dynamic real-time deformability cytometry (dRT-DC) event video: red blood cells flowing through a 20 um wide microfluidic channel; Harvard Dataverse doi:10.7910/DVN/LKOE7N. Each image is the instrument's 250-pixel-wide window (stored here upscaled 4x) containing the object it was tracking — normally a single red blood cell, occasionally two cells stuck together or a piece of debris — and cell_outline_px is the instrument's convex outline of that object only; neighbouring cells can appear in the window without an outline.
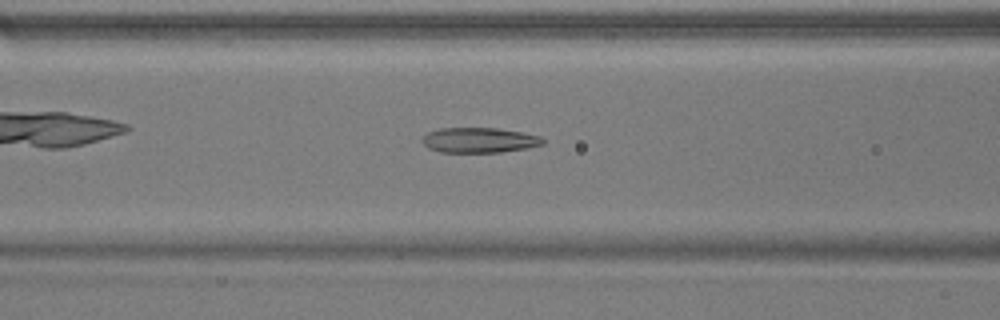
{"species": "common noctule bat (a hibernating species)", "species_latin": "Nyctalus noctula", "temperature_condition": "warm", "stored_images_in_passage": 36, "camera_frame_rate_fps": 3000, "um_per_image_px": 0.085, "animal": {"sex": "male", "body_mass_g": 17.9}, "frame": {"image": 1, "passage_image": 5, "time_ms": 1.333, "image_size_px": [1000, 320], "cell_outline_px": [[544, 144], [528, 148], [500, 152], [440, 152], [428, 148], [420, 140], [428, 132], [440, 128], [496, 128], [524, 132], [540, 136], [544, 140]], "centroid_in_image_um": [40.74, 11.91], "position_along_channel_um": 125.9, "area_um2": 17.74}}
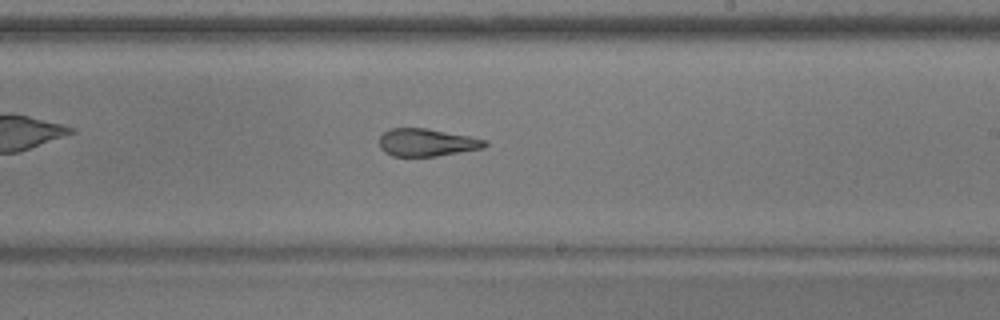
{"frame": {"image": 2, "passage_image": 15, "time_ms": 4.667, "image_size_px": [1000, 320], "cell_outline_px": [[488, 144], [484, 148], [436, 156], [392, 156], [384, 152], [380, 148], [380, 136], [388, 128], [424, 128], [468, 136], [484, 140]], "centroid_in_image_um": [36.23, 12.11], "position_along_channel_um": 252.8, "area_um2": 16.82}}
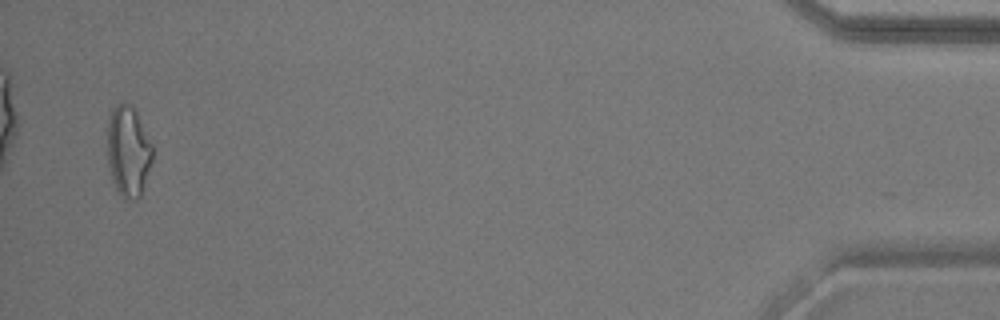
{"frame": {"image": 3, "passage_image": 35, "time_ms": 11.333, "image_size_px": [1000, 320], "cell_outline_px": [[152, 160], [140, 196], [136, 200], [120, 196], [112, 180], [108, 168], [108, 120], [112, 108], [116, 104], [132, 104], [152, 144]], "centroid_in_image_um": [10.89, 12.85], "position_along_channel_um": 424.3, "area_um2": 23.64}}